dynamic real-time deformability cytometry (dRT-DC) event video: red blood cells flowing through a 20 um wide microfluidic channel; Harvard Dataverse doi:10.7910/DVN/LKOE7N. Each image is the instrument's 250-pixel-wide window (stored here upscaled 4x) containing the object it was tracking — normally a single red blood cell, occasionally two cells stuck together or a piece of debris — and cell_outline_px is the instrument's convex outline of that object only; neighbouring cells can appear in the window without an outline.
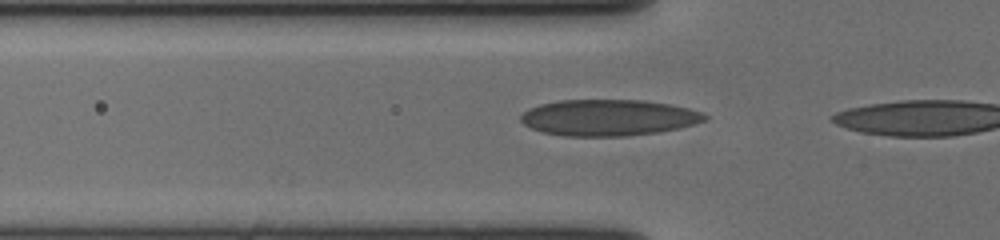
{"species": "human", "species_latin": "Homo sapiens", "temperature_condition": "cold", "stored_images_in_passage": 5, "camera_frame_rate_fps": 3000, "um_per_image_px": 0.085, "donor": {"sex": "female"}, "frame": {"image": 1, "passage_image": 2, "time_ms": 0.333, "image_size_px": [1000, 240], "cell_outline_px": [[708, 120], [680, 128], [660, 132], [624, 136], [564, 136], [544, 132], [532, 128], [524, 124], [520, 120], [520, 116], [528, 108], [540, 104], [560, 100], [644, 100], [668, 104], [688, 108], [700, 112], [708, 116]], "centroid_in_image_um": [51.73, 10.0], "position_along_channel_um": 74.1, "area_um2": 38.9}}